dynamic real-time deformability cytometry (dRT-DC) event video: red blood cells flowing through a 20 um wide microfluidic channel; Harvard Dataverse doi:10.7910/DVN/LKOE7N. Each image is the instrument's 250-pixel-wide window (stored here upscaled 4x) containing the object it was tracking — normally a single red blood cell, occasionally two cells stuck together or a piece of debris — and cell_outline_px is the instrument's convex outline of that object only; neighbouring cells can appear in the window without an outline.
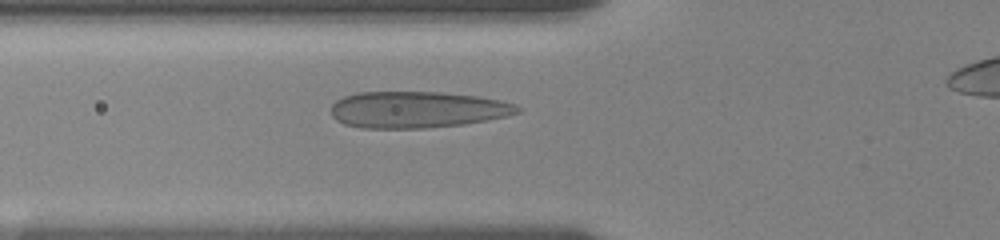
{"species": "human", "species_latin": "Homo sapiens", "temperature_condition": "room temperature", "stored_images_in_passage": 5, "camera_frame_rate_fps": 3000, "um_per_image_px": 0.085, "donor": {"sex": "female"}, "frame": {"image": 1, "passage_image": 5, "time_ms": 3.667, "image_size_px": [1000, 240], "cell_outline_px": [[520, 112], [508, 116], [464, 124], [424, 128], [360, 128], [344, 124], [336, 120], [332, 116], [332, 104], [336, 100], [344, 96], [356, 92], [440, 92], [480, 96], [500, 100], [516, 104], [520, 108]], "centroid_in_image_um": [35.46, 9.31], "position_along_channel_um": 90.3, "area_um2": 39.88}}